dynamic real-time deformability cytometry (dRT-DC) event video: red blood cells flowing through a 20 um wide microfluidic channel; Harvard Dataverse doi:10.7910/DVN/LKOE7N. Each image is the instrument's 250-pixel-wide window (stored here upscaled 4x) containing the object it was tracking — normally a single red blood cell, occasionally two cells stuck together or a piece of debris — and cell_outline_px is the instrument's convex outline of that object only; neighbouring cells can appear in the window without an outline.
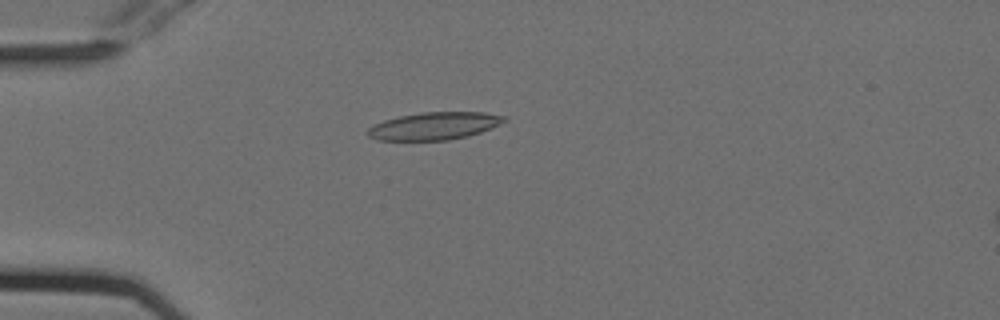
{"species": "Egyptian fruit bat (a non-hibernating species)", "species_latin": "Rousettus aegyptiacus", "temperature_condition": "cold", "stored_images_in_passage": 50, "camera_frame_rate_fps": 3000, "um_per_image_px": 0.085, "animal": {"sex": "female"}, "frame": {"image": 1, "passage_image": 11, "time_ms": 3.333, "image_size_px": [1000, 320], "cell_outline_px": [[508, 120], [492, 128], [468, 136], [448, 140], [376, 140], [368, 136], [364, 132], [372, 124], [384, 120], [400, 116], [420, 112], [484, 112], [508, 116]], "centroid_in_image_um": [36.91, 10.7], "position_along_channel_um": 48.1, "area_um2": 22.2}}
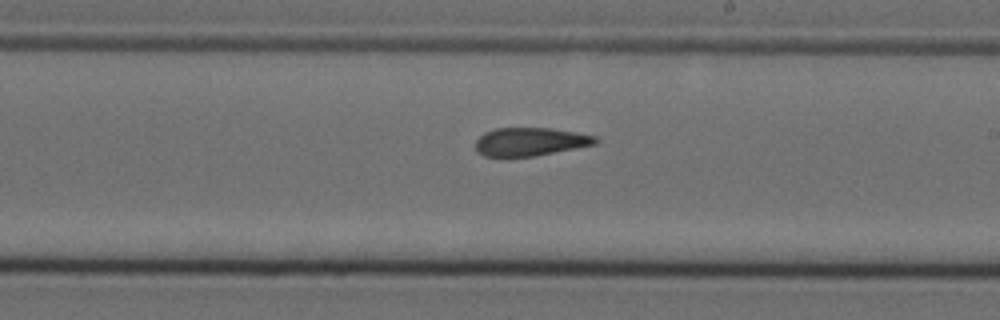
{"frame": {"image": 2, "passage_image": 28, "time_ms": 9.0, "image_size_px": [1000, 320], "cell_outline_px": [[600, 140], [596, 144], [536, 156], [508, 160], [500, 160], [484, 156], [476, 152], [476, 140], [484, 132], [496, 128], [552, 128], [576, 132], [596, 136]], "centroid_in_image_um": [45.0, 12.1], "position_along_channel_um": 244.0, "area_um2": 20.69}}
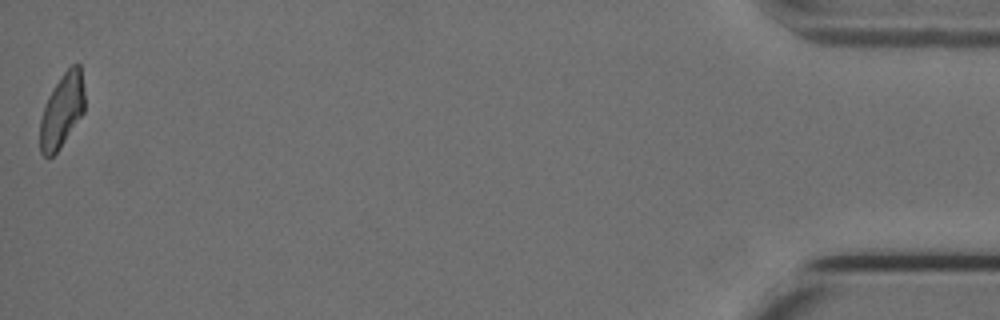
{"frame": {"image": 3, "passage_image": 50, "time_ms": 16.333, "image_size_px": [1000, 320], "cell_outline_px": [[84, 112], [60, 148], [52, 156], [44, 156], [40, 152], [40, 120], [44, 104], [48, 96], [64, 72], [72, 64], [80, 64], [84, 88]], "centroid_in_image_um": [5.26, 9.4], "position_along_channel_um": 429.9, "area_um2": 19.13}, "authors_computed_cell_mechanics": {"area_um2": 21.0103, "velocity_mm_per_s": 3.7694, "shape_relaxation_time_tau1_ms": 7.2336, "shape_relaxation_time_tau2_ms": 2.9931, "deformation_change_tau1": 0.1922, "deformation_change_tau2": 0.1174}}